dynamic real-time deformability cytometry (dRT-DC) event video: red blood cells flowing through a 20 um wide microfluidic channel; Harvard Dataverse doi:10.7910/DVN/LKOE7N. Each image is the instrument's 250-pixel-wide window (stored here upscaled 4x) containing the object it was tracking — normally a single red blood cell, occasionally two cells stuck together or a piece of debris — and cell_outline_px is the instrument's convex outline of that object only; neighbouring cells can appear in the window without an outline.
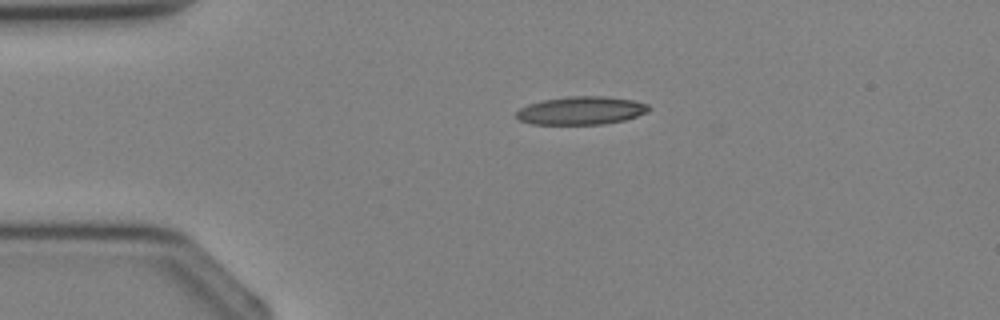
{"species": "Egyptian fruit bat (a non-hibernating species)", "species_latin": "Rousettus aegyptiacus", "temperature_condition": "cold", "stored_images_in_passage": 2, "camera_frame_rate_fps": 3000, "um_per_image_px": 0.085, "animal": {"sex": "female"}, "frame": {"image": 1, "passage_image": 1, "time_ms": 0.0, "image_size_px": [1000, 320], "cell_outline_px": [[652, 108], [648, 112], [624, 120], [604, 124], [532, 124], [520, 120], [516, 116], [516, 112], [520, 108], [528, 104], [544, 100], [568, 96], [604, 96], [632, 100], [648, 104]], "centroid_in_image_um": [49.42, 9.39], "position_along_channel_um": 35.6, "area_um2": 21.68}}